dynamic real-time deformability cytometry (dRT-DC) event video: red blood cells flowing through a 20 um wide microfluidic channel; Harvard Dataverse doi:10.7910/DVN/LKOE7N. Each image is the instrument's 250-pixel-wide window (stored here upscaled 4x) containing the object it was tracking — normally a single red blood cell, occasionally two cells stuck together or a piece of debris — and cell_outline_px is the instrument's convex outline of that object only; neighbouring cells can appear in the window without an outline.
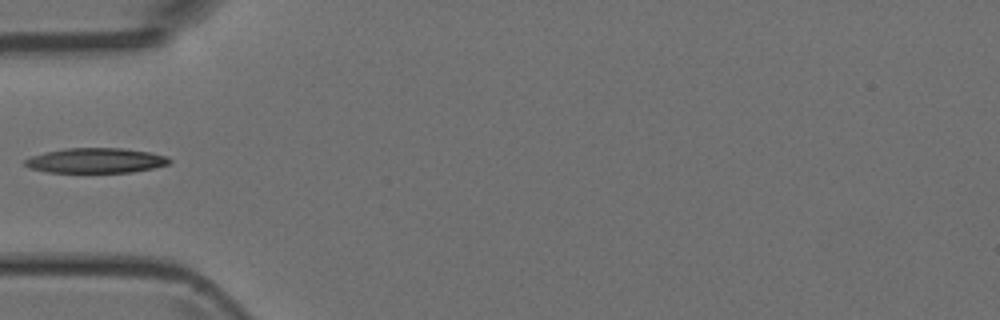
{"species": "Egyptian fruit bat (a non-hibernating species)", "species_latin": "Rousettus aegyptiacus", "temperature_condition": "room temperature", "stored_images_in_passage": 4, "camera_frame_rate_fps": 3000, "um_per_image_px": 0.085, "animal": {"sex": "female"}, "frame": {"image": 1, "passage_image": 3, "time_ms": 2.333, "image_size_px": [1000, 320], "cell_outline_px": [[172, 160], [168, 164], [152, 168], [132, 172], [48, 172], [28, 168], [24, 164], [24, 160], [32, 156], [44, 152], [64, 148], [124, 148], [148, 152], [168, 156]], "centroid_in_image_um": [8.13, 13.64], "position_along_channel_um": 76.9, "area_um2": 21.04}}
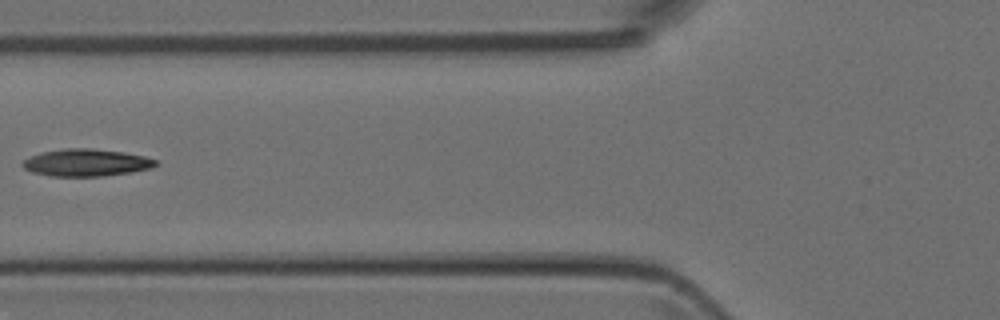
{"frame": {"image": 2, "passage_image": 4, "time_ms": 3.333, "image_size_px": [1000, 320], "cell_outline_px": [[160, 164], [152, 168], [132, 172], [104, 176], [52, 176], [32, 172], [24, 168], [20, 164], [24, 160], [40, 152], [68, 148], [92, 148], [124, 152], [144, 156], [156, 160]], "centroid_in_image_um": [7.36, 13.82], "position_along_channel_um": 118.4, "area_um2": 21.21}}